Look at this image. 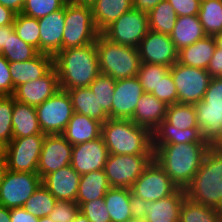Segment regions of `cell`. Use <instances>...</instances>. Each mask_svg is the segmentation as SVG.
<instances>
[{"label":"cell","mask_w":222,"mask_h":222,"mask_svg":"<svg viewBox=\"0 0 222 222\" xmlns=\"http://www.w3.org/2000/svg\"><path fill=\"white\" fill-rule=\"evenodd\" d=\"M209 143L153 144L156 161L178 186L185 189L202 165Z\"/></svg>","instance_id":"cell-1"},{"label":"cell","mask_w":222,"mask_h":222,"mask_svg":"<svg viewBox=\"0 0 222 222\" xmlns=\"http://www.w3.org/2000/svg\"><path fill=\"white\" fill-rule=\"evenodd\" d=\"M53 67L57 71L60 89L89 87L100 74L95 43L61 50L53 57Z\"/></svg>","instance_id":"cell-2"},{"label":"cell","mask_w":222,"mask_h":222,"mask_svg":"<svg viewBox=\"0 0 222 222\" xmlns=\"http://www.w3.org/2000/svg\"><path fill=\"white\" fill-rule=\"evenodd\" d=\"M101 136L109 154L154 155L152 132L131 119L108 118L101 125Z\"/></svg>","instance_id":"cell-3"},{"label":"cell","mask_w":222,"mask_h":222,"mask_svg":"<svg viewBox=\"0 0 222 222\" xmlns=\"http://www.w3.org/2000/svg\"><path fill=\"white\" fill-rule=\"evenodd\" d=\"M186 197L222 212V152L210 146L202 165L185 188Z\"/></svg>","instance_id":"cell-4"},{"label":"cell","mask_w":222,"mask_h":222,"mask_svg":"<svg viewBox=\"0 0 222 222\" xmlns=\"http://www.w3.org/2000/svg\"><path fill=\"white\" fill-rule=\"evenodd\" d=\"M100 73L114 80L136 77L141 64L138 48L111 42L101 33L95 42Z\"/></svg>","instance_id":"cell-5"},{"label":"cell","mask_w":222,"mask_h":222,"mask_svg":"<svg viewBox=\"0 0 222 222\" xmlns=\"http://www.w3.org/2000/svg\"><path fill=\"white\" fill-rule=\"evenodd\" d=\"M99 34L93 22L91 6L65 5L63 50L95 43Z\"/></svg>","instance_id":"cell-6"},{"label":"cell","mask_w":222,"mask_h":222,"mask_svg":"<svg viewBox=\"0 0 222 222\" xmlns=\"http://www.w3.org/2000/svg\"><path fill=\"white\" fill-rule=\"evenodd\" d=\"M41 184L42 179L38 173L16 172L3 167L0 205L8 209L23 207Z\"/></svg>","instance_id":"cell-7"},{"label":"cell","mask_w":222,"mask_h":222,"mask_svg":"<svg viewBox=\"0 0 222 222\" xmlns=\"http://www.w3.org/2000/svg\"><path fill=\"white\" fill-rule=\"evenodd\" d=\"M42 133L62 134L74 113L69 93L63 89L35 107Z\"/></svg>","instance_id":"cell-8"},{"label":"cell","mask_w":222,"mask_h":222,"mask_svg":"<svg viewBox=\"0 0 222 222\" xmlns=\"http://www.w3.org/2000/svg\"><path fill=\"white\" fill-rule=\"evenodd\" d=\"M149 30L147 13L133 8L112 22L101 34L111 42L138 48Z\"/></svg>","instance_id":"cell-9"},{"label":"cell","mask_w":222,"mask_h":222,"mask_svg":"<svg viewBox=\"0 0 222 222\" xmlns=\"http://www.w3.org/2000/svg\"><path fill=\"white\" fill-rule=\"evenodd\" d=\"M178 93V103L196 104L205 96L211 80L207 70L183 65L178 61L170 67Z\"/></svg>","instance_id":"cell-10"},{"label":"cell","mask_w":222,"mask_h":222,"mask_svg":"<svg viewBox=\"0 0 222 222\" xmlns=\"http://www.w3.org/2000/svg\"><path fill=\"white\" fill-rule=\"evenodd\" d=\"M154 160V155L109 154L104 171L110 187L129 188Z\"/></svg>","instance_id":"cell-11"},{"label":"cell","mask_w":222,"mask_h":222,"mask_svg":"<svg viewBox=\"0 0 222 222\" xmlns=\"http://www.w3.org/2000/svg\"><path fill=\"white\" fill-rule=\"evenodd\" d=\"M46 134L13 138L6 149L4 168L16 172L37 173L39 157Z\"/></svg>","instance_id":"cell-12"},{"label":"cell","mask_w":222,"mask_h":222,"mask_svg":"<svg viewBox=\"0 0 222 222\" xmlns=\"http://www.w3.org/2000/svg\"><path fill=\"white\" fill-rule=\"evenodd\" d=\"M178 189L164 169L154 160L130 187L132 194L151 202L172 195Z\"/></svg>","instance_id":"cell-13"},{"label":"cell","mask_w":222,"mask_h":222,"mask_svg":"<svg viewBox=\"0 0 222 222\" xmlns=\"http://www.w3.org/2000/svg\"><path fill=\"white\" fill-rule=\"evenodd\" d=\"M140 61L171 67L178 61L170 35L149 30L138 46Z\"/></svg>","instance_id":"cell-14"},{"label":"cell","mask_w":222,"mask_h":222,"mask_svg":"<svg viewBox=\"0 0 222 222\" xmlns=\"http://www.w3.org/2000/svg\"><path fill=\"white\" fill-rule=\"evenodd\" d=\"M72 147L73 145L61 134L45 136L37 167L41 179L51 172L70 165Z\"/></svg>","instance_id":"cell-15"},{"label":"cell","mask_w":222,"mask_h":222,"mask_svg":"<svg viewBox=\"0 0 222 222\" xmlns=\"http://www.w3.org/2000/svg\"><path fill=\"white\" fill-rule=\"evenodd\" d=\"M108 155V149L100 136L95 140L74 145L70 165L80 175L102 170Z\"/></svg>","instance_id":"cell-16"},{"label":"cell","mask_w":222,"mask_h":222,"mask_svg":"<svg viewBox=\"0 0 222 222\" xmlns=\"http://www.w3.org/2000/svg\"><path fill=\"white\" fill-rule=\"evenodd\" d=\"M59 90L57 71L53 67L42 78L16 87L12 96L20 103L36 107L51 98Z\"/></svg>","instance_id":"cell-17"},{"label":"cell","mask_w":222,"mask_h":222,"mask_svg":"<svg viewBox=\"0 0 222 222\" xmlns=\"http://www.w3.org/2000/svg\"><path fill=\"white\" fill-rule=\"evenodd\" d=\"M143 94V88L137 77L116 80L112 101V119H131Z\"/></svg>","instance_id":"cell-18"},{"label":"cell","mask_w":222,"mask_h":222,"mask_svg":"<svg viewBox=\"0 0 222 222\" xmlns=\"http://www.w3.org/2000/svg\"><path fill=\"white\" fill-rule=\"evenodd\" d=\"M40 28V53L55 56L63 50L65 29V6L38 19Z\"/></svg>","instance_id":"cell-19"},{"label":"cell","mask_w":222,"mask_h":222,"mask_svg":"<svg viewBox=\"0 0 222 222\" xmlns=\"http://www.w3.org/2000/svg\"><path fill=\"white\" fill-rule=\"evenodd\" d=\"M81 175L71 165L47 174L42 179V185L56 200L75 201Z\"/></svg>","instance_id":"cell-20"},{"label":"cell","mask_w":222,"mask_h":222,"mask_svg":"<svg viewBox=\"0 0 222 222\" xmlns=\"http://www.w3.org/2000/svg\"><path fill=\"white\" fill-rule=\"evenodd\" d=\"M53 68V56L39 53L23 62H9L13 92L21 84L42 78Z\"/></svg>","instance_id":"cell-21"},{"label":"cell","mask_w":222,"mask_h":222,"mask_svg":"<svg viewBox=\"0 0 222 222\" xmlns=\"http://www.w3.org/2000/svg\"><path fill=\"white\" fill-rule=\"evenodd\" d=\"M186 198L185 189L179 188L174 194L151 202L145 200L147 222H179L182 203Z\"/></svg>","instance_id":"cell-22"},{"label":"cell","mask_w":222,"mask_h":222,"mask_svg":"<svg viewBox=\"0 0 222 222\" xmlns=\"http://www.w3.org/2000/svg\"><path fill=\"white\" fill-rule=\"evenodd\" d=\"M167 108L168 105L153 94L144 93L137 103L131 120L153 132L166 118Z\"/></svg>","instance_id":"cell-23"},{"label":"cell","mask_w":222,"mask_h":222,"mask_svg":"<svg viewBox=\"0 0 222 222\" xmlns=\"http://www.w3.org/2000/svg\"><path fill=\"white\" fill-rule=\"evenodd\" d=\"M101 125L96 119L74 112L61 135L74 146L99 138Z\"/></svg>","instance_id":"cell-24"},{"label":"cell","mask_w":222,"mask_h":222,"mask_svg":"<svg viewBox=\"0 0 222 222\" xmlns=\"http://www.w3.org/2000/svg\"><path fill=\"white\" fill-rule=\"evenodd\" d=\"M91 9L95 27L101 33L122 14L133 9V0H96Z\"/></svg>","instance_id":"cell-25"},{"label":"cell","mask_w":222,"mask_h":222,"mask_svg":"<svg viewBox=\"0 0 222 222\" xmlns=\"http://www.w3.org/2000/svg\"><path fill=\"white\" fill-rule=\"evenodd\" d=\"M207 35L198 16H177L170 38L177 51L192 45Z\"/></svg>","instance_id":"cell-26"},{"label":"cell","mask_w":222,"mask_h":222,"mask_svg":"<svg viewBox=\"0 0 222 222\" xmlns=\"http://www.w3.org/2000/svg\"><path fill=\"white\" fill-rule=\"evenodd\" d=\"M216 43L214 36H206L192 45L178 51V62L195 68L207 69L213 56Z\"/></svg>","instance_id":"cell-27"},{"label":"cell","mask_w":222,"mask_h":222,"mask_svg":"<svg viewBox=\"0 0 222 222\" xmlns=\"http://www.w3.org/2000/svg\"><path fill=\"white\" fill-rule=\"evenodd\" d=\"M110 188L104 169L82 174L79 181L76 202L80 207L85 202L104 198Z\"/></svg>","instance_id":"cell-28"},{"label":"cell","mask_w":222,"mask_h":222,"mask_svg":"<svg viewBox=\"0 0 222 222\" xmlns=\"http://www.w3.org/2000/svg\"><path fill=\"white\" fill-rule=\"evenodd\" d=\"M12 129L13 138L44 134L40 128L35 107L20 103L15 99L12 114Z\"/></svg>","instance_id":"cell-29"},{"label":"cell","mask_w":222,"mask_h":222,"mask_svg":"<svg viewBox=\"0 0 222 222\" xmlns=\"http://www.w3.org/2000/svg\"><path fill=\"white\" fill-rule=\"evenodd\" d=\"M69 93L73 111L104 123L109 115L99 106V102L89 87H78L67 90Z\"/></svg>","instance_id":"cell-30"},{"label":"cell","mask_w":222,"mask_h":222,"mask_svg":"<svg viewBox=\"0 0 222 222\" xmlns=\"http://www.w3.org/2000/svg\"><path fill=\"white\" fill-rule=\"evenodd\" d=\"M189 128H199L194 105L176 103L168 105L166 118L156 129L185 130Z\"/></svg>","instance_id":"cell-31"},{"label":"cell","mask_w":222,"mask_h":222,"mask_svg":"<svg viewBox=\"0 0 222 222\" xmlns=\"http://www.w3.org/2000/svg\"><path fill=\"white\" fill-rule=\"evenodd\" d=\"M111 222H131L130 189L111 187L104 196Z\"/></svg>","instance_id":"cell-32"},{"label":"cell","mask_w":222,"mask_h":222,"mask_svg":"<svg viewBox=\"0 0 222 222\" xmlns=\"http://www.w3.org/2000/svg\"><path fill=\"white\" fill-rule=\"evenodd\" d=\"M194 107L202 138L213 146L222 136V110L204 109L199 103Z\"/></svg>","instance_id":"cell-33"},{"label":"cell","mask_w":222,"mask_h":222,"mask_svg":"<svg viewBox=\"0 0 222 222\" xmlns=\"http://www.w3.org/2000/svg\"><path fill=\"white\" fill-rule=\"evenodd\" d=\"M198 18L207 36L222 34V0H201Z\"/></svg>","instance_id":"cell-34"},{"label":"cell","mask_w":222,"mask_h":222,"mask_svg":"<svg viewBox=\"0 0 222 222\" xmlns=\"http://www.w3.org/2000/svg\"><path fill=\"white\" fill-rule=\"evenodd\" d=\"M149 28L152 31L168 34L172 32L177 14L167 0L161 1L147 13Z\"/></svg>","instance_id":"cell-35"},{"label":"cell","mask_w":222,"mask_h":222,"mask_svg":"<svg viewBox=\"0 0 222 222\" xmlns=\"http://www.w3.org/2000/svg\"><path fill=\"white\" fill-rule=\"evenodd\" d=\"M153 144H190L207 143L203 140L200 128L178 129H155L152 132Z\"/></svg>","instance_id":"cell-36"},{"label":"cell","mask_w":222,"mask_h":222,"mask_svg":"<svg viewBox=\"0 0 222 222\" xmlns=\"http://www.w3.org/2000/svg\"><path fill=\"white\" fill-rule=\"evenodd\" d=\"M179 222H222V212L194 203L186 197L182 203Z\"/></svg>","instance_id":"cell-37"},{"label":"cell","mask_w":222,"mask_h":222,"mask_svg":"<svg viewBox=\"0 0 222 222\" xmlns=\"http://www.w3.org/2000/svg\"><path fill=\"white\" fill-rule=\"evenodd\" d=\"M8 62H23L36 57L39 51L32 45L21 40L15 30L8 35L6 46L1 53Z\"/></svg>","instance_id":"cell-38"},{"label":"cell","mask_w":222,"mask_h":222,"mask_svg":"<svg viewBox=\"0 0 222 222\" xmlns=\"http://www.w3.org/2000/svg\"><path fill=\"white\" fill-rule=\"evenodd\" d=\"M116 80L112 77L100 73L94 81L89 85L90 90L96 96L99 106L112 119V101Z\"/></svg>","instance_id":"cell-39"},{"label":"cell","mask_w":222,"mask_h":222,"mask_svg":"<svg viewBox=\"0 0 222 222\" xmlns=\"http://www.w3.org/2000/svg\"><path fill=\"white\" fill-rule=\"evenodd\" d=\"M13 26L18 37L25 43L32 45L40 53V28L38 19L18 13L15 15Z\"/></svg>","instance_id":"cell-40"},{"label":"cell","mask_w":222,"mask_h":222,"mask_svg":"<svg viewBox=\"0 0 222 222\" xmlns=\"http://www.w3.org/2000/svg\"><path fill=\"white\" fill-rule=\"evenodd\" d=\"M56 202V198L41 184L23 207L33 216L41 218L51 213Z\"/></svg>","instance_id":"cell-41"},{"label":"cell","mask_w":222,"mask_h":222,"mask_svg":"<svg viewBox=\"0 0 222 222\" xmlns=\"http://www.w3.org/2000/svg\"><path fill=\"white\" fill-rule=\"evenodd\" d=\"M169 71L170 67L164 65L141 62L136 77L144 93H152Z\"/></svg>","instance_id":"cell-42"},{"label":"cell","mask_w":222,"mask_h":222,"mask_svg":"<svg viewBox=\"0 0 222 222\" xmlns=\"http://www.w3.org/2000/svg\"><path fill=\"white\" fill-rule=\"evenodd\" d=\"M13 107L14 98L12 95L0 96V140L7 144L13 139Z\"/></svg>","instance_id":"cell-43"},{"label":"cell","mask_w":222,"mask_h":222,"mask_svg":"<svg viewBox=\"0 0 222 222\" xmlns=\"http://www.w3.org/2000/svg\"><path fill=\"white\" fill-rule=\"evenodd\" d=\"M64 6L61 0H25L21 13L40 19L62 9Z\"/></svg>","instance_id":"cell-44"},{"label":"cell","mask_w":222,"mask_h":222,"mask_svg":"<svg viewBox=\"0 0 222 222\" xmlns=\"http://www.w3.org/2000/svg\"><path fill=\"white\" fill-rule=\"evenodd\" d=\"M79 212L90 222H111L104 198H98L83 203L79 207Z\"/></svg>","instance_id":"cell-45"},{"label":"cell","mask_w":222,"mask_h":222,"mask_svg":"<svg viewBox=\"0 0 222 222\" xmlns=\"http://www.w3.org/2000/svg\"><path fill=\"white\" fill-rule=\"evenodd\" d=\"M204 109L222 110V77H212L203 99L198 102Z\"/></svg>","instance_id":"cell-46"},{"label":"cell","mask_w":222,"mask_h":222,"mask_svg":"<svg viewBox=\"0 0 222 222\" xmlns=\"http://www.w3.org/2000/svg\"><path fill=\"white\" fill-rule=\"evenodd\" d=\"M78 213L79 205L77 202L58 200L48 217L52 222H72Z\"/></svg>","instance_id":"cell-47"},{"label":"cell","mask_w":222,"mask_h":222,"mask_svg":"<svg viewBox=\"0 0 222 222\" xmlns=\"http://www.w3.org/2000/svg\"><path fill=\"white\" fill-rule=\"evenodd\" d=\"M158 100L163 101L167 105L178 103V93L170 72L164 76L159 82L157 88L151 93Z\"/></svg>","instance_id":"cell-48"},{"label":"cell","mask_w":222,"mask_h":222,"mask_svg":"<svg viewBox=\"0 0 222 222\" xmlns=\"http://www.w3.org/2000/svg\"><path fill=\"white\" fill-rule=\"evenodd\" d=\"M177 16H198L201 0H167Z\"/></svg>","instance_id":"cell-49"},{"label":"cell","mask_w":222,"mask_h":222,"mask_svg":"<svg viewBox=\"0 0 222 222\" xmlns=\"http://www.w3.org/2000/svg\"><path fill=\"white\" fill-rule=\"evenodd\" d=\"M13 95V84L9 69V62L0 55V96Z\"/></svg>","instance_id":"cell-50"},{"label":"cell","mask_w":222,"mask_h":222,"mask_svg":"<svg viewBox=\"0 0 222 222\" xmlns=\"http://www.w3.org/2000/svg\"><path fill=\"white\" fill-rule=\"evenodd\" d=\"M130 210L133 220H140L145 218V209L147 205H145V200L137 197L136 195L131 193L130 190Z\"/></svg>","instance_id":"cell-51"},{"label":"cell","mask_w":222,"mask_h":222,"mask_svg":"<svg viewBox=\"0 0 222 222\" xmlns=\"http://www.w3.org/2000/svg\"><path fill=\"white\" fill-rule=\"evenodd\" d=\"M206 70L211 77H222V53L217 47Z\"/></svg>","instance_id":"cell-52"},{"label":"cell","mask_w":222,"mask_h":222,"mask_svg":"<svg viewBox=\"0 0 222 222\" xmlns=\"http://www.w3.org/2000/svg\"><path fill=\"white\" fill-rule=\"evenodd\" d=\"M11 222H38V217L30 214L24 207L10 209Z\"/></svg>","instance_id":"cell-53"},{"label":"cell","mask_w":222,"mask_h":222,"mask_svg":"<svg viewBox=\"0 0 222 222\" xmlns=\"http://www.w3.org/2000/svg\"><path fill=\"white\" fill-rule=\"evenodd\" d=\"M163 0H133V8L148 13Z\"/></svg>","instance_id":"cell-54"},{"label":"cell","mask_w":222,"mask_h":222,"mask_svg":"<svg viewBox=\"0 0 222 222\" xmlns=\"http://www.w3.org/2000/svg\"><path fill=\"white\" fill-rule=\"evenodd\" d=\"M16 13L0 4V27L13 25Z\"/></svg>","instance_id":"cell-55"},{"label":"cell","mask_w":222,"mask_h":222,"mask_svg":"<svg viewBox=\"0 0 222 222\" xmlns=\"http://www.w3.org/2000/svg\"><path fill=\"white\" fill-rule=\"evenodd\" d=\"M25 0H0V4L10 8L16 14L21 13Z\"/></svg>","instance_id":"cell-56"},{"label":"cell","mask_w":222,"mask_h":222,"mask_svg":"<svg viewBox=\"0 0 222 222\" xmlns=\"http://www.w3.org/2000/svg\"><path fill=\"white\" fill-rule=\"evenodd\" d=\"M14 30L13 25H5L0 27V49L2 50L8 41V35Z\"/></svg>","instance_id":"cell-57"},{"label":"cell","mask_w":222,"mask_h":222,"mask_svg":"<svg viewBox=\"0 0 222 222\" xmlns=\"http://www.w3.org/2000/svg\"><path fill=\"white\" fill-rule=\"evenodd\" d=\"M0 222H11L10 209L0 205Z\"/></svg>","instance_id":"cell-58"},{"label":"cell","mask_w":222,"mask_h":222,"mask_svg":"<svg viewBox=\"0 0 222 222\" xmlns=\"http://www.w3.org/2000/svg\"><path fill=\"white\" fill-rule=\"evenodd\" d=\"M7 143L0 140V167H4L6 159Z\"/></svg>","instance_id":"cell-59"},{"label":"cell","mask_w":222,"mask_h":222,"mask_svg":"<svg viewBox=\"0 0 222 222\" xmlns=\"http://www.w3.org/2000/svg\"><path fill=\"white\" fill-rule=\"evenodd\" d=\"M214 40L216 43V47L221 50L222 53V34L215 35Z\"/></svg>","instance_id":"cell-60"},{"label":"cell","mask_w":222,"mask_h":222,"mask_svg":"<svg viewBox=\"0 0 222 222\" xmlns=\"http://www.w3.org/2000/svg\"><path fill=\"white\" fill-rule=\"evenodd\" d=\"M72 222H90L82 213H78Z\"/></svg>","instance_id":"cell-61"},{"label":"cell","mask_w":222,"mask_h":222,"mask_svg":"<svg viewBox=\"0 0 222 222\" xmlns=\"http://www.w3.org/2000/svg\"><path fill=\"white\" fill-rule=\"evenodd\" d=\"M64 5L81 4V0H61Z\"/></svg>","instance_id":"cell-62"},{"label":"cell","mask_w":222,"mask_h":222,"mask_svg":"<svg viewBox=\"0 0 222 222\" xmlns=\"http://www.w3.org/2000/svg\"><path fill=\"white\" fill-rule=\"evenodd\" d=\"M217 150L222 152V136L218 139V141L213 145Z\"/></svg>","instance_id":"cell-63"},{"label":"cell","mask_w":222,"mask_h":222,"mask_svg":"<svg viewBox=\"0 0 222 222\" xmlns=\"http://www.w3.org/2000/svg\"><path fill=\"white\" fill-rule=\"evenodd\" d=\"M96 0H81L82 5L91 6Z\"/></svg>","instance_id":"cell-64"},{"label":"cell","mask_w":222,"mask_h":222,"mask_svg":"<svg viewBox=\"0 0 222 222\" xmlns=\"http://www.w3.org/2000/svg\"><path fill=\"white\" fill-rule=\"evenodd\" d=\"M38 222H52L48 216L38 218Z\"/></svg>","instance_id":"cell-65"},{"label":"cell","mask_w":222,"mask_h":222,"mask_svg":"<svg viewBox=\"0 0 222 222\" xmlns=\"http://www.w3.org/2000/svg\"><path fill=\"white\" fill-rule=\"evenodd\" d=\"M131 222H147L145 219L132 220Z\"/></svg>","instance_id":"cell-66"},{"label":"cell","mask_w":222,"mask_h":222,"mask_svg":"<svg viewBox=\"0 0 222 222\" xmlns=\"http://www.w3.org/2000/svg\"><path fill=\"white\" fill-rule=\"evenodd\" d=\"M2 174H3V167H0V182H1V179H2Z\"/></svg>","instance_id":"cell-67"}]
</instances>
